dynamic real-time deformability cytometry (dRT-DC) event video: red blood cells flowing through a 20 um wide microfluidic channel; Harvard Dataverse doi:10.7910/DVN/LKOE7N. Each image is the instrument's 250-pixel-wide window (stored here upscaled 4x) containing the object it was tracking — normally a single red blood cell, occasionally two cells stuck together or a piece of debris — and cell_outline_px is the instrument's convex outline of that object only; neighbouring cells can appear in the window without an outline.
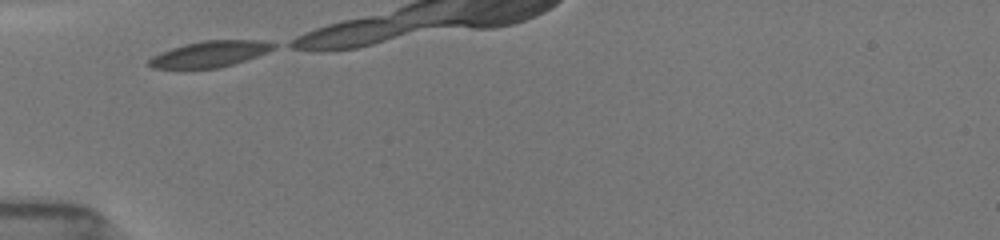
{"species": "common noctule bat (a hibernating species)", "species_latin": "Nyctalus noctula", "temperature_condition": "room temperature", "stored_images_in_passage": 4, "camera_frame_rate_fps": 3000, "um_per_image_px": 0.085, "animal": {"sex": "female", "body_mass_g": 19.5, "forearm_length_mm": 54.1}, "frame": {"image": 1, "passage_image": 1, "time_ms": 0.0, "image_size_px": [1000, 240], "cell_outline_px": [[276, 48], [268, 52], [220, 68], [152, 68], [148, 64], [148, 60], [152, 56], [160, 52], [184, 44], [204, 40], [264, 40], [276, 44]], "centroid_in_image_um": [17.85, 4.58], "position_along_channel_um": 67.2, "area_um2": 18.84}}